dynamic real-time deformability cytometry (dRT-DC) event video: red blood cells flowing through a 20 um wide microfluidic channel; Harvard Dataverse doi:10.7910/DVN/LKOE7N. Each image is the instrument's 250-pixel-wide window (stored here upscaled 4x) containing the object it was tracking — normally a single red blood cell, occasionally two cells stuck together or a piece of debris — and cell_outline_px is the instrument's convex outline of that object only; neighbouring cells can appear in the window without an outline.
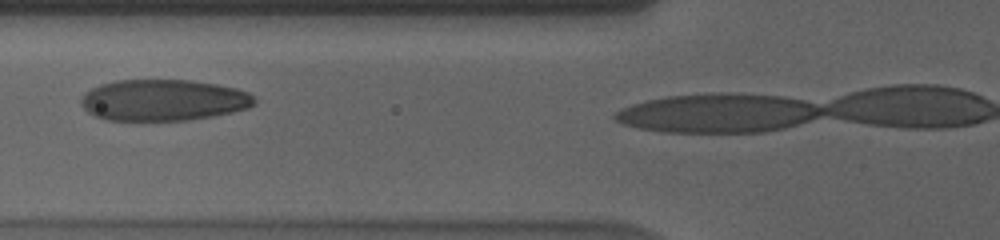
{"species": "human", "species_latin": "Homo sapiens", "temperature_condition": "cold", "stored_images_in_passage": 10, "camera_frame_rate_fps": 3000, "um_per_image_px": 0.085, "donor": {"sex": "male"}, "frame": {"image": 1, "passage_image": 7, "time_ms": 2.0, "image_size_px": [1000, 240], "cell_outline_px": [[256, 104], [248, 108], [232, 112], [212, 116], [188, 120], [108, 120], [96, 116], [88, 112], [80, 104], [80, 100], [84, 92], [100, 84], [116, 80], [192, 80], [216, 84], [236, 88], [248, 92], [256, 100]], "centroid_in_image_um": [13.88, 8.5], "position_along_channel_um": 111.9, "area_um2": 41.85}}